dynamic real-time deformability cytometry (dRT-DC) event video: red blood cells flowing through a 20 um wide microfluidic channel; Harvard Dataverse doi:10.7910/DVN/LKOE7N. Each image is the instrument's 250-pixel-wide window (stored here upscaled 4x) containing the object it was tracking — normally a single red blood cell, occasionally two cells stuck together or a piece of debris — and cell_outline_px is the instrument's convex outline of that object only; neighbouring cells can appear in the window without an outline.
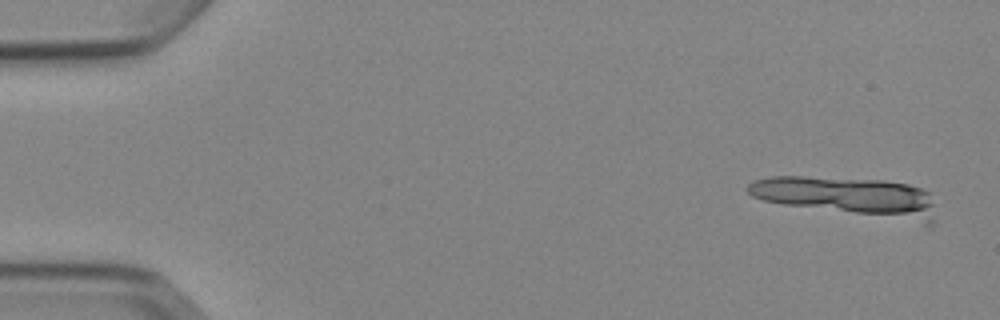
{"species": "Egyptian fruit bat (a non-hibernating species)", "species_latin": "Rousettus aegyptiacus", "temperature_condition": "cold", "stored_images_in_passage": 2, "camera_frame_rate_fps": 3000, "um_per_image_px": 0.085, "animal": {"sex": "female"}, "frame": {"image": 1, "passage_image": 1, "time_ms": 0.0, "image_size_px": [1000, 320], "cell_outline_px": [[932, 204], [924, 212], [856, 212], [784, 204], [764, 200], [752, 196], [744, 188], [748, 184], [756, 180], [772, 176], [804, 176], [884, 180], [908, 184], [920, 188], [928, 192]], "centroid_in_image_um": [71.53, 16.48], "position_along_channel_um": 13.5, "area_um2": 37.4}}